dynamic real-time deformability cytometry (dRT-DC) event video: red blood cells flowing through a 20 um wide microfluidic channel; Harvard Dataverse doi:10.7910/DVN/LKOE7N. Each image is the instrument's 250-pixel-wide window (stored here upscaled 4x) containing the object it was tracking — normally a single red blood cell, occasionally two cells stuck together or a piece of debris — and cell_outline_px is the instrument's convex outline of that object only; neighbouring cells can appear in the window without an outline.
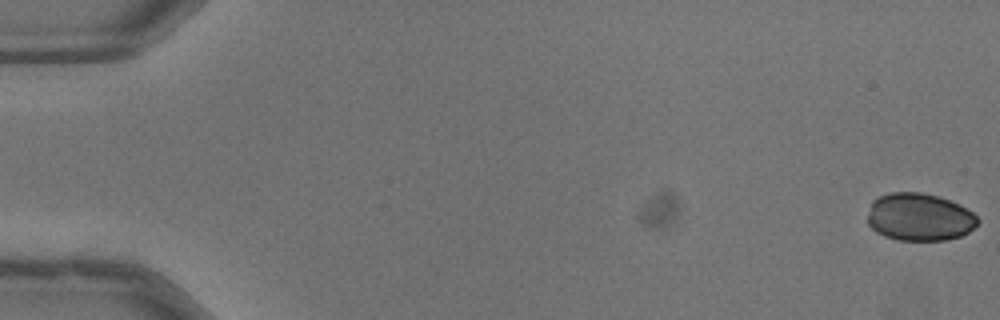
{"species": "common noctule bat (a hibernating species)", "species_latin": "Nyctalus noctula", "temperature_condition": "warm", "stored_images_in_passage": 13, "camera_frame_rate_fps": 3000, "um_per_image_px": 0.085, "animal": {"sex": "male", "body_mass_g": 13.3}, "frame": {"image": 1, "passage_image": 1, "time_ms": 0.0, "image_size_px": [1000, 320], "cell_outline_px": [[980, 220], [968, 232], [960, 236], [944, 240], [896, 240], [884, 236], [876, 232], [868, 224], [868, 216], [872, 200], [880, 196], [892, 192], [920, 192], [940, 196], [960, 204], [972, 212]], "centroid_in_image_um": [78.15, 18.44], "position_along_channel_um": 6.9, "area_um2": 30.63}}